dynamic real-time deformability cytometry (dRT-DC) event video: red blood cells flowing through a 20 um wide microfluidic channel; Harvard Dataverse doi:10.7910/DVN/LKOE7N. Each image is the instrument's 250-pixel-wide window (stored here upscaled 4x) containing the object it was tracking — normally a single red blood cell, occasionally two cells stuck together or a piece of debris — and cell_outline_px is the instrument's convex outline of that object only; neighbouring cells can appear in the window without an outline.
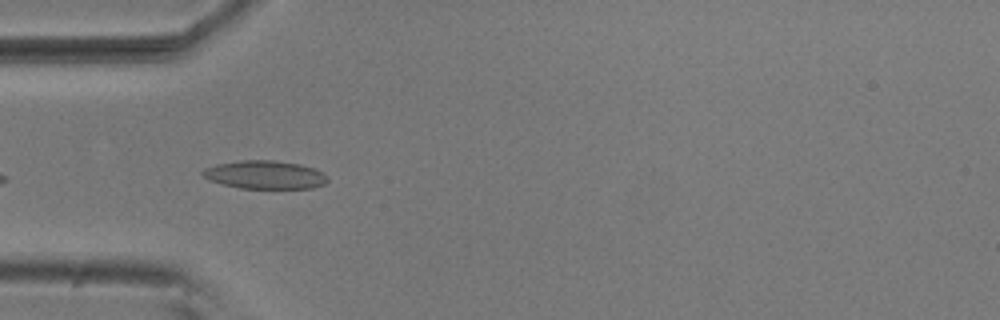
{"species": "common noctule bat (a hibernating species)", "species_latin": "Nyctalus noctula", "temperature_condition": "room temperature", "stored_images_in_passage": 6, "camera_frame_rate_fps": 3000, "um_per_image_px": 0.085, "animal": {"sex": "male", "body_mass_g": 20.5, "forearm_length_mm": 52.5}, "frame": {"image": 1, "passage_image": 5, "time_ms": 1.333, "image_size_px": [1000, 320], "cell_outline_px": [[328, 180], [324, 184], [312, 188], [240, 188], [208, 180], [200, 172], [204, 168], [216, 164], [240, 160], [272, 160], [300, 164], [324, 172], [328, 176]], "centroid_in_image_um": [22.52, 14.85], "position_along_channel_um": 62.5, "area_um2": 20.58}}
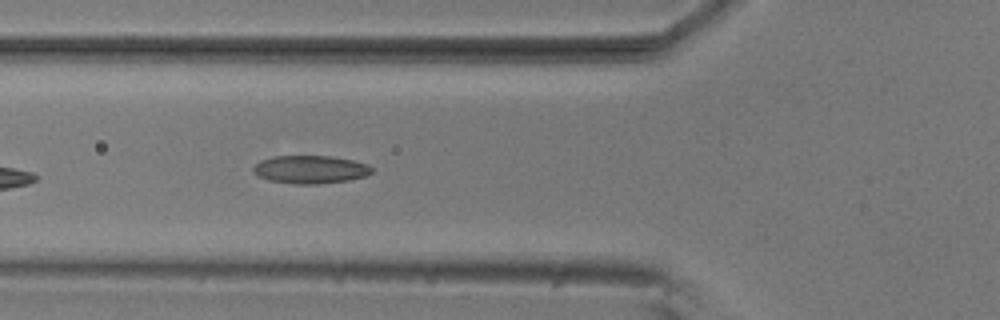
{"frame": {"image": 2, "passage_image": 6, "time_ms": 1.667, "image_size_px": [1000, 320], "cell_outline_px": [[372, 172], [364, 176], [348, 180], [320, 184], [296, 184], [268, 180], [256, 176], [252, 172], [252, 168], [260, 160], [272, 156], [332, 156], [352, 160], [368, 164], [372, 168]], "centroid_in_image_um": [26.33, 14.4], "position_along_channel_um": 99.5, "area_um2": 19.48}}